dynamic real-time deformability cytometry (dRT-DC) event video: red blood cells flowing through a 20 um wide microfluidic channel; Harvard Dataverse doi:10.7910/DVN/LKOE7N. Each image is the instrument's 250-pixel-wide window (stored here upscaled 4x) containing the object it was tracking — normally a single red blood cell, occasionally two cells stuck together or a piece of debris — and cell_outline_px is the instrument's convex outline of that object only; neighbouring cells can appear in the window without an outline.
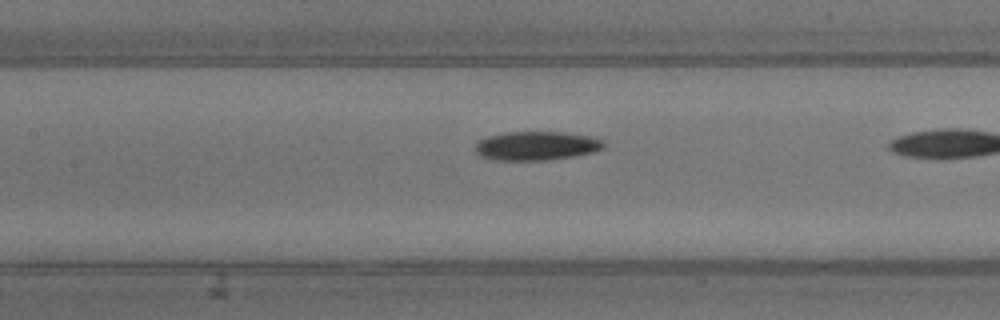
{"species": "common noctule bat (a hibernating species)", "species_latin": "Nyctalus noctula", "temperature_condition": "warm", "stored_images_in_passage": 14, "camera_frame_rate_fps": 3000, "um_per_image_px": 0.085, "animal": {"sex": "male", "body_mass_g": 13.3}, "frame": {"image": 1, "passage_image": 10, "time_ms": 3.0, "image_size_px": [1000, 320], "cell_outline_px": [[604, 148], [592, 152], [572, 156], [548, 160], [496, 160], [480, 156], [476, 152], [476, 144], [480, 140], [488, 136], [508, 132], [564, 132], [588, 136], [604, 140]], "centroid_in_image_um": [45.6, 12.39], "position_along_channel_um": 161.8, "area_um2": 21.44}}